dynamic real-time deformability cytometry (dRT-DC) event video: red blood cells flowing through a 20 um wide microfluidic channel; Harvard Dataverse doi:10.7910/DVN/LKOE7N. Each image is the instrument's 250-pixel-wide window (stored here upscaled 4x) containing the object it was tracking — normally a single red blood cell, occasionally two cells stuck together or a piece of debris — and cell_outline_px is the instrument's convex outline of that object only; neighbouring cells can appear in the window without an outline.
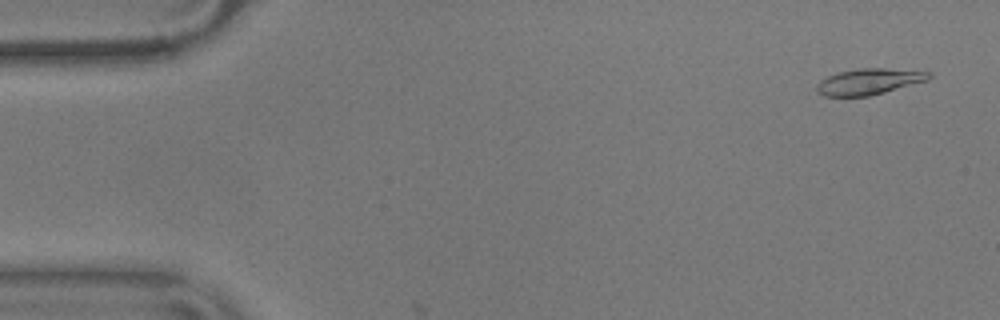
{"species": "common noctule bat (a hibernating species)", "species_latin": "Nyctalus noctula", "temperature_condition": "warm", "stored_images_in_passage": 5, "camera_frame_rate_fps": 3000, "um_per_image_px": 0.085, "animal": {"sex": "male", "body_mass_g": 17.9}, "frame": {"image": 1, "passage_image": 3, "time_ms": 0.667, "image_size_px": [1000, 320], "cell_outline_px": [[932, 76], [928, 80], [884, 92], [868, 96], [824, 96], [816, 92], [816, 84], [820, 80], [828, 76], [840, 72], [860, 68], [884, 68], [932, 72]], "centroid_in_image_um": [73.85, 6.93], "position_along_channel_um": 11.2, "area_um2": 16.94}}